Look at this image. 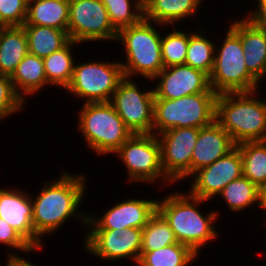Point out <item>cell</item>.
I'll return each mask as SVG.
<instances>
[{
	"label": "cell",
	"mask_w": 266,
	"mask_h": 266,
	"mask_svg": "<svg viewBox=\"0 0 266 266\" xmlns=\"http://www.w3.org/2000/svg\"><path fill=\"white\" fill-rule=\"evenodd\" d=\"M140 89L133 78L124 77L110 103L133 134H151L154 123V91Z\"/></svg>",
	"instance_id": "obj_10"
},
{
	"label": "cell",
	"mask_w": 266,
	"mask_h": 266,
	"mask_svg": "<svg viewBox=\"0 0 266 266\" xmlns=\"http://www.w3.org/2000/svg\"><path fill=\"white\" fill-rule=\"evenodd\" d=\"M12 266H38L34 263H32L30 260L26 259L24 256L23 257H17Z\"/></svg>",
	"instance_id": "obj_37"
},
{
	"label": "cell",
	"mask_w": 266,
	"mask_h": 266,
	"mask_svg": "<svg viewBox=\"0 0 266 266\" xmlns=\"http://www.w3.org/2000/svg\"><path fill=\"white\" fill-rule=\"evenodd\" d=\"M106 7L113 27L121 28L137 24L144 17L143 0H101Z\"/></svg>",
	"instance_id": "obj_31"
},
{
	"label": "cell",
	"mask_w": 266,
	"mask_h": 266,
	"mask_svg": "<svg viewBox=\"0 0 266 266\" xmlns=\"http://www.w3.org/2000/svg\"><path fill=\"white\" fill-rule=\"evenodd\" d=\"M173 30L161 37V57L164 67L185 64L188 49V31Z\"/></svg>",
	"instance_id": "obj_32"
},
{
	"label": "cell",
	"mask_w": 266,
	"mask_h": 266,
	"mask_svg": "<svg viewBox=\"0 0 266 266\" xmlns=\"http://www.w3.org/2000/svg\"><path fill=\"white\" fill-rule=\"evenodd\" d=\"M25 103L16 93L10 76L0 74V122L20 113Z\"/></svg>",
	"instance_id": "obj_33"
},
{
	"label": "cell",
	"mask_w": 266,
	"mask_h": 266,
	"mask_svg": "<svg viewBox=\"0 0 266 266\" xmlns=\"http://www.w3.org/2000/svg\"><path fill=\"white\" fill-rule=\"evenodd\" d=\"M261 210L266 211V183L260 188Z\"/></svg>",
	"instance_id": "obj_38"
},
{
	"label": "cell",
	"mask_w": 266,
	"mask_h": 266,
	"mask_svg": "<svg viewBox=\"0 0 266 266\" xmlns=\"http://www.w3.org/2000/svg\"><path fill=\"white\" fill-rule=\"evenodd\" d=\"M114 154L125 165L130 183L173 184L163 172L157 135L133 134Z\"/></svg>",
	"instance_id": "obj_8"
},
{
	"label": "cell",
	"mask_w": 266,
	"mask_h": 266,
	"mask_svg": "<svg viewBox=\"0 0 266 266\" xmlns=\"http://www.w3.org/2000/svg\"><path fill=\"white\" fill-rule=\"evenodd\" d=\"M10 78L16 93L24 102L28 96L41 93L44 87L50 86L47 82L43 59L30 53L22 59Z\"/></svg>",
	"instance_id": "obj_21"
},
{
	"label": "cell",
	"mask_w": 266,
	"mask_h": 266,
	"mask_svg": "<svg viewBox=\"0 0 266 266\" xmlns=\"http://www.w3.org/2000/svg\"><path fill=\"white\" fill-rule=\"evenodd\" d=\"M243 176L242 157L235 146L225 156L196 171L190 178L192 183L187 192L196 198L213 201L231 181Z\"/></svg>",
	"instance_id": "obj_14"
},
{
	"label": "cell",
	"mask_w": 266,
	"mask_h": 266,
	"mask_svg": "<svg viewBox=\"0 0 266 266\" xmlns=\"http://www.w3.org/2000/svg\"><path fill=\"white\" fill-rule=\"evenodd\" d=\"M202 1L204 0H143L144 18L172 27L182 19L193 18L199 13Z\"/></svg>",
	"instance_id": "obj_20"
},
{
	"label": "cell",
	"mask_w": 266,
	"mask_h": 266,
	"mask_svg": "<svg viewBox=\"0 0 266 266\" xmlns=\"http://www.w3.org/2000/svg\"><path fill=\"white\" fill-rule=\"evenodd\" d=\"M124 78L120 61H88L74 65L73 76L65 90L84 99L83 103L110 102Z\"/></svg>",
	"instance_id": "obj_9"
},
{
	"label": "cell",
	"mask_w": 266,
	"mask_h": 266,
	"mask_svg": "<svg viewBox=\"0 0 266 266\" xmlns=\"http://www.w3.org/2000/svg\"><path fill=\"white\" fill-rule=\"evenodd\" d=\"M219 196L225 201L224 203H227L232 213L241 212L247 207L249 209L253 205V208L257 206L261 208L260 188L244 176L231 181L218 194Z\"/></svg>",
	"instance_id": "obj_26"
},
{
	"label": "cell",
	"mask_w": 266,
	"mask_h": 266,
	"mask_svg": "<svg viewBox=\"0 0 266 266\" xmlns=\"http://www.w3.org/2000/svg\"><path fill=\"white\" fill-rule=\"evenodd\" d=\"M69 0H29L24 25H38L68 31Z\"/></svg>",
	"instance_id": "obj_22"
},
{
	"label": "cell",
	"mask_w": 266,
	"mask_h": 266,
	"mask_svg": "<svg viewBox=\"0 0 266 266\" xmlns=\"http://www.w3.org/2000/svg\"><path fill=\"white\" fill-rule=\"evenodd\" d=\"M151 81L156 82L153 89L155 99H178L214 91L208 74L186 64L164 67Z\"/></svg>",
	"instance_id": "obj_16"
},
{
	"label": "cell",
	"mask_w": 266,
	"mask_h": 266,
	"mask_svg": "<svg viewBox=\"0 0 266 266\" xmlns=\"http://www.w3.org/2000/svg\"><path fill=\"white\" fill-rule=\"evenodd\" d=\"M131 198L116 203L103 215L88 213L86 228L89 230H114L125 228L143 229L151 216L157 211V201Z\"/></svg>",
	"instance_id": "obj_15"
},
{
	"label": "cell",
	"mask_w": 266,
	"mask_h": 266,
	"mask_svg": "<svg viewBox=\"0 0 266 266\" xmlns=\"http://www.w3.org/2000/svg\"><path fill=\"white\" fill-rule=\"evenodd\" d=\"M178 243L168 221L157 210L142 229L141 252H150Z\"/></svg>",
	"instance_id": "obj_30"
},
{
	"label": "cell",
	"mask_w": 266,
	"mask_h": 266,
	"mask_svg": "<svg viewBox=\"0 0 266 266\" xmlns=\"http://www.w3.org/2000/svg\"><path fill=\"white\" fill-rule=\"evenodd\" d=\"M86 178L83 173L72 174L62 170L57 179L44 183L36 197L31 196L34 233L41 241L44 235L59 231L73 217L80 219L86 229L88 212L85 215L78 209L87 192Z\"/></svg>",
	"instance_id": "obj_1"
},
{
	"label": "cell",
	"mask_w": 266,
	"mask_h": 266,
	"mask_svg": "<svg viewBox=\"0 0 266 266\" xmlns=\"http://www.w3.org/2000/svg\"><path fill=\"white\" fill-rule=\"evenodd\" d=\"M181 192L170 193L158 200L157 210L168 221L178 243L189 246L199 255L207 243L218 238L215 222L220 213L212 210L204 215L199 207L207 200L193 197L188 192Z\"/></svg>",
	"instance_id": "obj_2"
},
{
	"label": "cell",
	"mask_w": 266,
	"mask_h": 266,
	"mask_svg": "<svg viewBox=\"0 0 266 266\" xmlns=\"http://www.w3.org/2000/svg\"><path fill=\"white\" fill-rule=\"evenodd\" d=\"M155 25L165 27L143 17L137 24L118 31L116 41L122 43L126 56L124 62L120 61L124 77L138 75L150 81L164 68L161 57L163 33Z\"/></svg>",
	"instance_id": "obj_4"
},
{
	"label": "cell",
	"mask_w": 266,
	"mask_h": 266,
	"mask_svg": "<svg viewBox=\"0 0 266 266\" xmlns=\"http://www.w3.org/2000/svg\"><path fill=\"white\" fill-rule=\"evenodd\" d=\"M80 43L70 40L63 48L43 59L47 82L52 86L66 89L70 84L75 65L72 48Z\"/></svg>",
	"instance_id": "obj_25"
},
{
	"label": "cell",
	"mask_w": 266,
	"mask_h": 266,
	"mask_svg": "<svg viewBox=\"0 0 266 266\" xmlns=\"http://www.w3.org/2000/svg\"><path fill=\"white\" fill-rule=\"evenodd\" d=\"M67 33L70 40L80 44L116 41L118 35L101 0H69Z\"/></svg>",
	"instance_id": "obj_11"
},
{
	"label": "cell",
	"mask_w": 266,
	"mask_h": 266,
	"mask_svg": "<svg viewBox=\"0 0 266 266\" xmlns=\"http://www.w3.org/2000/svg\"><path fill=\"white\" fill-rule=\"evenodd\" d=\"M218 94L215 121L230 135L235 145L266 141V100L257 92Z\"/></svg>",
	"instance_id": "obj_3"
},
{
	"label": "cell",
	"mask_w": 266,
	"mask_h": 266,
	"mask_svg": "<svg viewBox=\"0 0 266 266\" xmlns=\"http://www.w3.org/2000/svg\"><path fill=\"white\" fill-rule=\"evenodd\" d=\"M203 34L201 27L197 32L195 30V32L188 33L185 64L210 75L214 66L216 44Z\"/></svg>",
	"instance_id": "obj_29"
},
{
	"label": "cell",
	"mask_w": 266,
	"mask_h": 266,
	"mask_svg": "<svg viewBox=\"0 0 266 266\" xmlns=\"http://www.w3.org/2000/svg\"><path fill=\"white\" fill-rule=\"evenodd\" d=\"M217 96L215 91H206L178 99H155L152 133L210 125L215 121Z\"/></svg>",
	"instance_id": "obj_6"
},
{
	"label": "cell",
	"mask_w": 266,
	"mask_h": 266,
	"mask_svg": "<svg viewBox=\"0 0 266 266\" xmlns=\"http://www.w3.org/2000/svg\"><path fill=\"white\" fill-rule=\"evenodd\" d=\"M199 129L173 128L157 135L165 176L174 184L192 176V154Z\"/></svg>",
	"instance_id": "obj_12"
},
{
	"label": "cell",
	"mask_w": 266,
	"mask_h": 266,
	"mask_svg": "<svg viewBox=\"0 0 266 266\" xmlns=\"http://www.w3.org/2000/svg\"><path fill=\"white\" fill-rule=\"evenodd\" d=\"M0 245H6L22 253H32L36 249L13 227H11L3 218L0 217Z\"/></svg>",
	"instance_id": "obj_35"
},
{
	"label": "cell",
	"mask_w": 266,
	"mask_h": 266,
	"mask_svg": "<svg viewBox=\"0 0 266 266\" xmlns=\"http://www.w3.org/2000/svg\"><path fill=\"white\" fill-rule=\"evenodd\" d=\"M235 146L230 135L216 121L200 128L192 154V175L225 156Z\"/></svg>",
	"instance_id": "obj_19"
},
{
	"label": "cell",
	"mask_w": 266,
	"mask_h": 266,
	"mask_svg": "<svg viewBox=\"0 0 266 266\" xmlns=\"http://www.w3.org/2000/svg\"><path fill=\"white\" fill-rule=\"evenodd\" d=\"M6 27H7V25L0 23V40H1L2 34H3Z\"/></svg>",
	"instance_id": "obj_40"
},
{
	"label": "cell",
	"mask_w": 266,
	"mask_h": 266,
	"mask_svg": "<svg viewBox=\"0 0 266 266\" xmlns=\"http://www.w3.org/2000/svg\"><path fill=\"white\" fill-rule=\"evenodd\" d=\"M84 250L104 262L131 259L138 264L142 247V229L89 230Z\"/></svg>",
	"instance_id": "obj_13"
},
{
	"label": "cell",
	"mask_w": 266,
	"mask_h": 266,
	"mask_svg": "<svg viewBox=\"0 0 266 266\" xmlns=\"http://www.w3.org/2000/svg\"><path fill=\"white\" fill-rule=\"evenodd\" d=\"M28 40V53L46 58L69 41L67 31L48 26L23 25Z\"/></svg>",
	"instance_id": "obj_24"
},
{
	"label": "cell",
	"mask_w": 266,
	"mask_h": 266,
	"mask_svg": "<svg viewBox=\"0 0 266 266\" xmlns=\"http://www.w3.org/2000/svg\"><path fill=\"white\" fill-rule=\"evenodd\" d=\"M28 0H0V23L23 26L27 17Z\"/></svg>",
	"instance_id": "obj_34"
},
{
	"label": "cell",
	"mask_w": 266,
	"mask_h": 266,
	"mask_svg": "<svg viewBox=\"0 0 266 266\" xmlns=\"http://www.w3.org/2000/svg\"><path fill=\"white\" fill-rule=\"evenodd\" d=\"M28 53L23 26H7L0 40V74L11 76Z\"/></svg>",
	"instance_id": "obj_23"
},
{
	"label": "cell",
	"mask_w": 266,
	"mask_h": 266,
	"mask_svg": "<svg viewBox=\"0 0 266 266\" xmlns=\"http://www.w3.org/2000/svg\"><path fill=\"white\" fill-rule=\"evenodd\" d=\"M198 255L187 245L175 243L150 252H141L136 266H188Z\"/></svg>",
	"instance_id": "obj_27"
},
{
	"label": "cell",
	"mask_w": 266,
	"mask_h": 266,
	"mask_svg": "<svg viewBox=\"0 0 266 266\" xmlns=\"http://www.w3.org/2000/svg\"><path fill=\"white\" fill-rule=\"evenodd\" d=\"M11 251L9 250V252H8V255H7V258H6V260H7V262H6V266H12L13 265V262H14V260L17 258V257H22V256H19V254H17V252H11ZM0 266H1V263H0Z\"/></svg>",
	"instance_id": "obj_39"
},
{
	"label": "cell",
	"mask_w": 266,
	"mask_h": 266,
	"mask_svg": "<svg viewBox=\"0 0 266 266\" xmlns=\"http://www.w3.org/2000/svg\"><path fill=\"white\" fill-rule=\"evenodd\" d=\"M242 157L243 176L261 188L266 183V141L236 145Z\"/></svg>",
	"instance_id": "obj_28"
},
{
	"label": "cell",
	"mask_w": 266,
	"mask_h": 266,
	"mask_svg": "<svg viewBox=\"0 0 266 266\" xmlns=\"http://www.w3.org/2000/svg\"><path fill=\"white\" fill-rule=\"evenodd\" d=\"M257 2V9L254 8L247 12L248 14L247 16L245 15V17L253 24L266 27V0H258Z\"/></svg>",
	"instance_id": "obj_36"
},
{
	"label": "cell",
	"mask_w": 266,
	"mask_h": 266,
	"mask_svg": "<svg viewBox=\"0 0 266 266\" xmlns=\"http://www.w3.org/2000/svg\"><path fill=\"white\" fill-rule=\"evenodd\" d=\"M232 22L230 27L240 36L242 42L246 68L262 83L264 77L266 79V27L253 24L245 16Z\"/></svg>",
	"instance_id": "obj_18"
},
{
	"label": "cell",
	"mask_w": 266,
	"mask_h": 266,
	"mask_svg": "<svg viewBox=\"0 0 266 266\" xmlns=\"http://www.w3.org/2000/svg\"><path fill=\"white\" fill-rule=\"evenodd\" d=\"M0 217L16 229L35 249L43 250V241L34 233L33 204L30 194L20 188H0Z\"/></svg>",
	"instance_id": "obj_17"
},
{
	"label": "cell",
	"mask_w": 266,
	"mask_h": 266,
	"mask_svg": "<svg viewBox=\"0 0 266 266\" xmlns=\"http://www.w3.org/2000/svg\"><path fill=\"white\" fill-rule=\"evenodd\" d=\"M222 46L215 47L214 66L209 75L210 86L217 93L251 92L260 83L248 72L240 36L229 26Z\"/></svg>",
	"instance_id": "obj_7"
},
{
	"label": "cell",
	"mask_w": 266,
	"mask_h": 266,
	"mask_svg": "<svg viewBox=\"0 0 266 266\" xmlns=\"http://www.w3.org/2000/svg\"><path fill=\"white\" fill-rule=\"evenodd\" d=\"M77 128L96 155H113L133 133L110 102L84 103Z\"/></svg>",
	"instance_id": "obj_5"
}]
</instances>
